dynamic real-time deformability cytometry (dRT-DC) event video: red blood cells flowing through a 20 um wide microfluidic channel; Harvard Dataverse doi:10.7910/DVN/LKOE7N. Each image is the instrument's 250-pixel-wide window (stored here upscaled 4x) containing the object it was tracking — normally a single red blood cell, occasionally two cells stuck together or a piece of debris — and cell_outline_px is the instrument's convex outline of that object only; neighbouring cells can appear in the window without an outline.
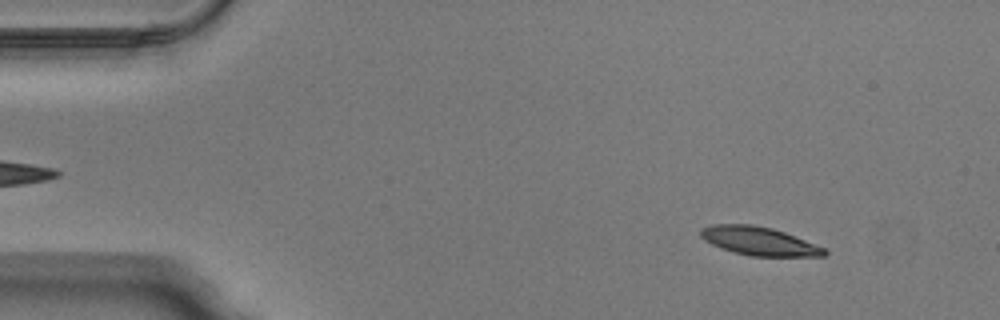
{"species": "Egyptian fruit bat (a non-hibernating species)", "species_latin": "Rousettus aegyptiacus", "temperature_condition": "warm", "stored_images_in_passage": 49, "camera_frame_rate_fps": 3000, "um_per_image_px": 0.085, "animal": {"sex": "male"}, "frame": {"image": 1, "passage_image": 5, "time_ms": 1.333, "image_size_px": [1000, 320], "cell_outline_px": [[828, 252], [824, 256], [752, 256], [720, 248], [704, 240], [700, 236], [700, 228], [712, 224], [752, 224], [772, 228], [784, 232], [824, 248]], "centroid_in_image_um": [64.47, 20.48], "position_along_channel_um": 20.5, "area_um2": 20.35}}
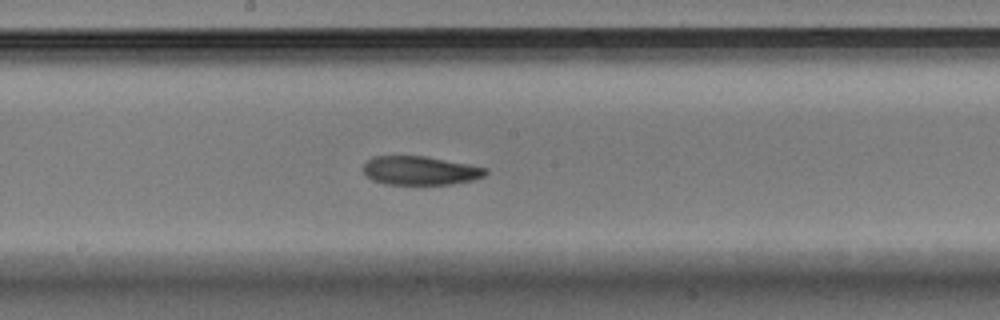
{"frame": {"image": 2, "passage_image": 26, "time_ms": 8.333, "image_size_px": [1000, 320], "cell_outline_px": [[488, 172], [484, 176], [472, 180], [452, 184], [384, 184], [372, 180], [364, 172], [364, 164], [372, 156], [424, 156], [468, 164], [488, 168]], "centroid_in_image_um": [35.72, 14.5], "position_along_channel_um": 212.5, "area_um2": 20.4}}
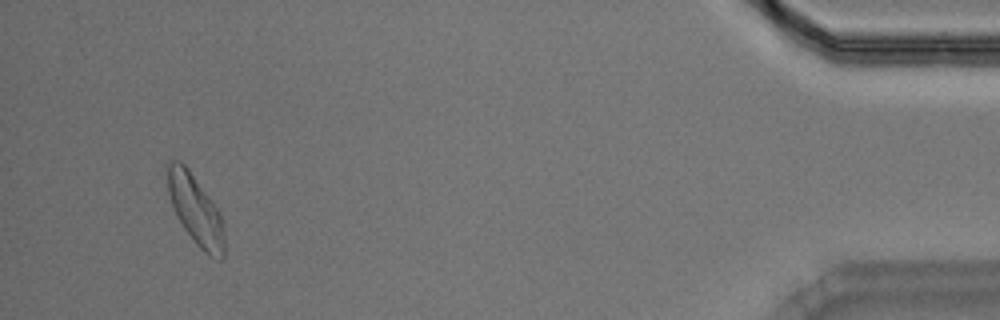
{"frame": {"image": 3, "passage_image": 47, "time_ms": 15.333, "image_size_px": [1000, 320], "cell_outline_px": [[224, 256], [220, 260], [204, 252], [196, 244], [184, 228], [176, 216], [168, 192], [164, 164], [172, 160], [180, 160], [188, 168], [220, 212], [224, 224]], "centroid_in_image_um": [16.59, 17.79], "position_along_channel_um": 418.6, "area_um2": 23.29}, "authors_computed_cell_mechanics": {"area_um2": 21.386, "velocity_mm_per_s": 3.9964, "shape_relaxation_time_tau1_ms": 5.0594, "shape_relaxation_time_tau2_ms": null, "deformation_change_tau1": 0.1359, "deformation_change_tau2": null}}